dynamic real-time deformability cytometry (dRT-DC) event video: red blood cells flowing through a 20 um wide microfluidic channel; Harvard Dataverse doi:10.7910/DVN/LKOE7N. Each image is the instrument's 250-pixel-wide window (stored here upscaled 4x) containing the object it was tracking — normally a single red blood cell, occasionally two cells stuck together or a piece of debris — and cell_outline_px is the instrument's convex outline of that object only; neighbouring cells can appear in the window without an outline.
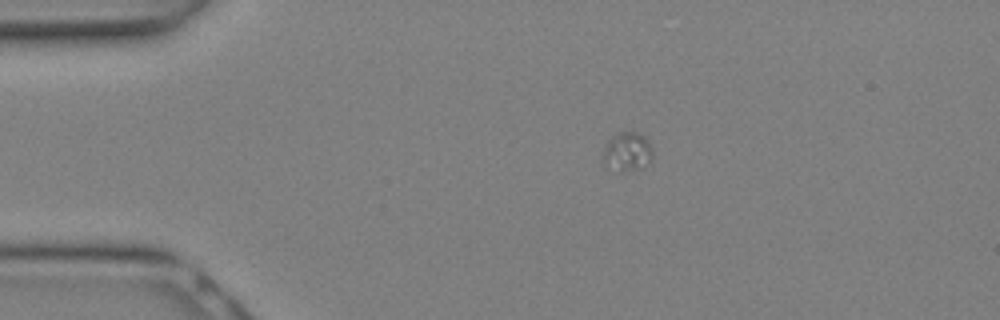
{"species": "Egyptian fruit bat (a non-hibernating species)", "species_latin": "Rousettus aegyptiacus", "temperature_condition": "warm", "stored_images_in_passage": 4, "camera_frame_rate_fps": 3000, "um_per_image_px": 0.085, "animal": {"sex": "female"}, "frame": {"image": 1, "passage_image": 1, "time_ms": 0.0, "image_size_px": [1000, 320], "cell_outline_px": [[652, 156], [648, 160], [636, 168], [604, 168], [604, 148], [608, 140], [612, 136], [620, 132], [636, 132], [644, 136], [648, 140], [652, 148]], "centroid_in_image_um": [53.28, 12.82], "position_along_channel_um": 31.7, "area_um2": 10.58}}